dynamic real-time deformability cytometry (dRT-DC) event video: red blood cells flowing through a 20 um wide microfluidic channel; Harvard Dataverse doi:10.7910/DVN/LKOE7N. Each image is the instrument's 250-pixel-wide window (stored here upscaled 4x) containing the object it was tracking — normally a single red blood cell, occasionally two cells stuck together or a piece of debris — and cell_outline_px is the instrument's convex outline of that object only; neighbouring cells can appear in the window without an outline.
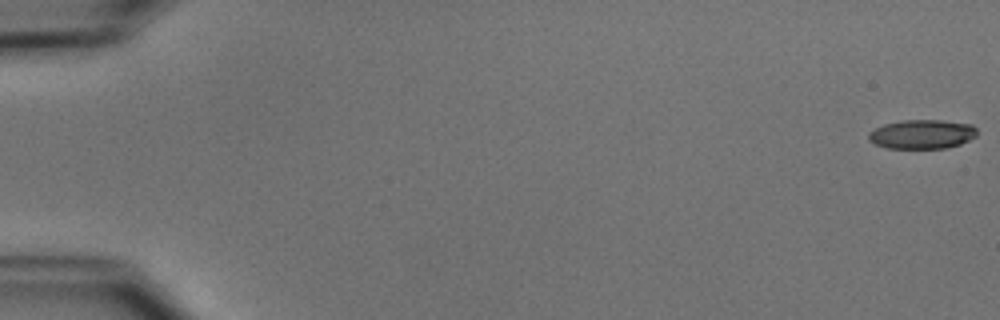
{"species": "common noctule bat (a hibernating species)", "species_latin": "Nyctalus noctula", "temperature_condition": "cold", "stored_images_in_passage": 53, "camera_frame_rate_fps": 3000, "um_per_image_px": 0.085, "animal": {"sex": "male", "body_mass_g": 15.6}, "frame": {"image": 1, "passage_image": 1, "time_ms": 0.0, "image_size_px": [1000, 320], "cell_outline_px": [[976, 136], [960, 144], [944, 148], [888, 148], [876, 144], [868, 140], [868, 132], [884, 124], [900, 120], [940, 120], [972, 124], [976, 128]], "centroid_in_image_um": [78.36, 11.4], "position_along_channel_um": 6.6, "area_um2": 18.38}}
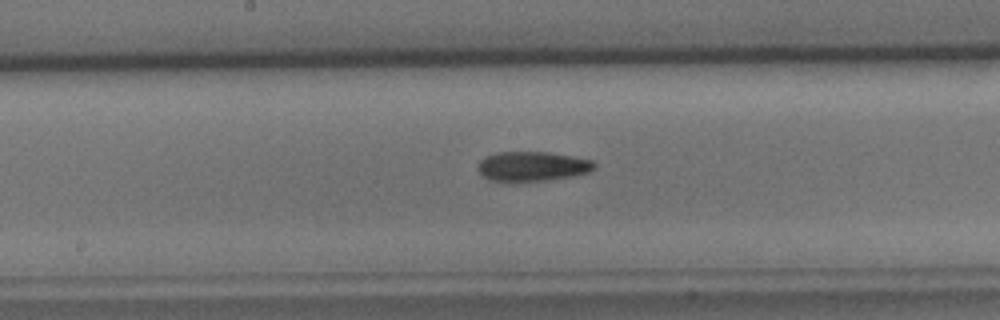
{"frame": {"image": 2, "passage_image": 28, "time_ms": 9.0, "image_size_px": [1000, 320], "cell_outline_px": [[596, 168], [588, 172], [572, 176], [544, 180], [512, 184], [488, 180], [476, 168], [480, 160], [484, 156], [496, 152], [548, 152], [572, 156], [592, 160], [596, 164]], "centroid_in_image_um": [45.18, 14.16], "position_along_channel_um": 203.0, "area_um2": 20.69}}
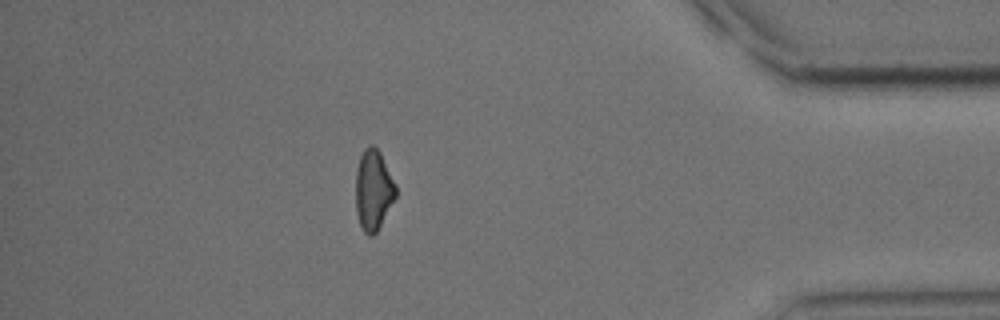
{"frame": {"image": 3, "passage_image": 46, "time_ms": 15.0, "image_size_px": [1000, 320], "cell_outline_px": [[396, 196], [376, 232], [372, 236], [368, 236], [364, 232], [360, 224], [356, 212], [356, 168], [360, 156], [364, 148], [368, 144], [372, 144], [380, 152], [396, 184]], "centroid_in_image_um": [31.72, 16.12], "position_along_channel_um": 403.5, "area_um2": 18.73}, "authors_computed_cell_mechanics": {"area_um2": 19.2474, "velocity_mm_per_s": 3.9448, "shape_relaxation_time_tau1_ms": null, "shape_relaxation_time_tau2_ms": 11.1244, "deformation_change_tau1": null, "deformation_change_tau2": 0.2361}}